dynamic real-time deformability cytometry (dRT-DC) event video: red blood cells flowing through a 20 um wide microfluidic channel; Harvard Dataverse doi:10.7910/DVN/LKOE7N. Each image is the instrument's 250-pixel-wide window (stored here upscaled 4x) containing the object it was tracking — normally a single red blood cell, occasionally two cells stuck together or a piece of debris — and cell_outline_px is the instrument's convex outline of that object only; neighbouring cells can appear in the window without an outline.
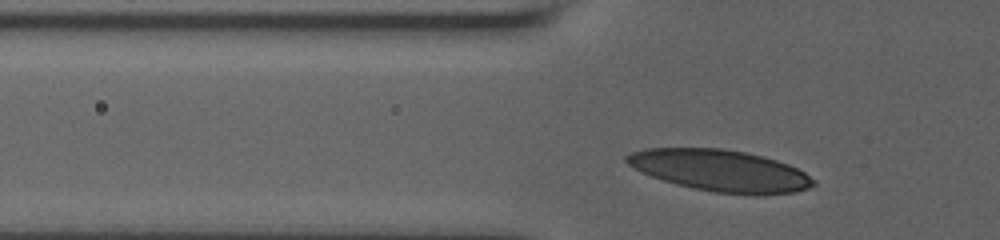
{"species": "human", "species_latin": "Homo sapiens", "temperature_condition": "room temperature", "stored_images_in_passage": 34, "camera_frame_rate_fps": 3000, "um_per_image_px": 0.085, "donor": {"sex": "male"}, "frame": {"image": 1, "passage_image": 5, "time_ms": 1.333, "image_size_px": [1000, 240], "cell_outline_px": [[816, 184], [808, 188], [796, 192], [716, 192], [676, 184], [652, 176], [628, 164], [624, 160], [624, 156], [632, 152], [644, 148], [724, 148], [744, 152], [776, 160], [788, 164], [804, 172], [816, 180]], "centroid_in_image_um": [61.18, 14.45], "position_along_channel_um": 64.6, "area_um2": 43.99}}
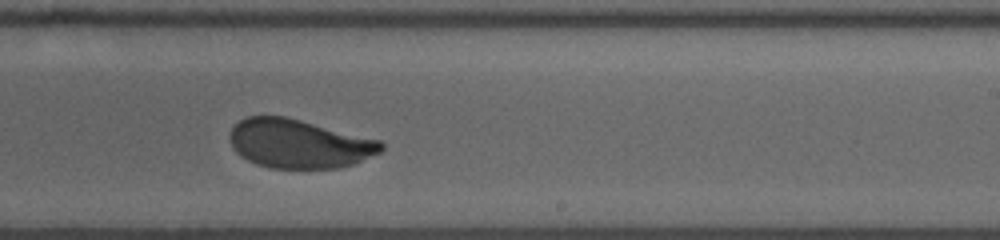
{"frame": {"image": 2, "passage_image": 22, "time_ms": 7.0, "image_size_px": [1000, 240], "cell_outline_px": [[384, 148], [380, 152], [356, 164], [340, 168], [272, 168], [256, 164], [240, 156], [232, 148], [228, 136], [232, 124], [248, 116], [284, 116], [380, 140], [384, 144]], "centroid_in_image_um": [25.39, 12.22], "position_along_channel_um": 263.6, "area_um2": 43.35}}
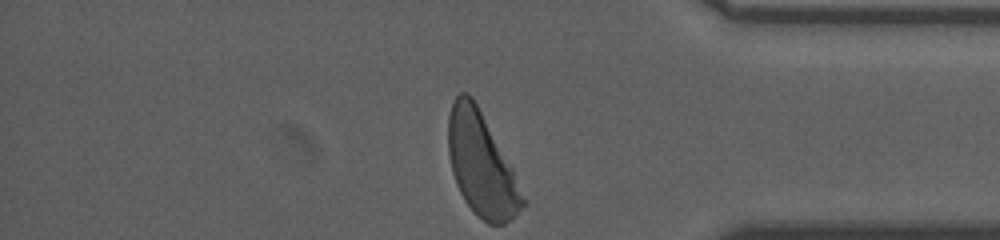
{"frame": {"image": 3, "passage_image": 34, "time_ms": 11.0, "image_size_px": [1000, 240], "cell_outline_px": [[528, 204], [504, 224], [488, 224], [464, 200], [456, 184], [452, 172], [448, 152], [448, 116], [452, 100], [460, 92], [468, 92], [472, 96], [512, 168], [528, 200]], "centroid_in_image_um": [40.93, 13.98], "position_along_channel_um": 394.3, "area_um2": 44.56}, "authors_computed_cell_mechanics": {"area_um2": 44.0147, "velocity_mm_per_s": 3.6275, "shape_relaxation_time_tau1_ms": 3.3415, "shape_relaxation_time_tau2_ms": null, "deformation_change_tau1": 0.1541, "deformation_change_tau2": null}}